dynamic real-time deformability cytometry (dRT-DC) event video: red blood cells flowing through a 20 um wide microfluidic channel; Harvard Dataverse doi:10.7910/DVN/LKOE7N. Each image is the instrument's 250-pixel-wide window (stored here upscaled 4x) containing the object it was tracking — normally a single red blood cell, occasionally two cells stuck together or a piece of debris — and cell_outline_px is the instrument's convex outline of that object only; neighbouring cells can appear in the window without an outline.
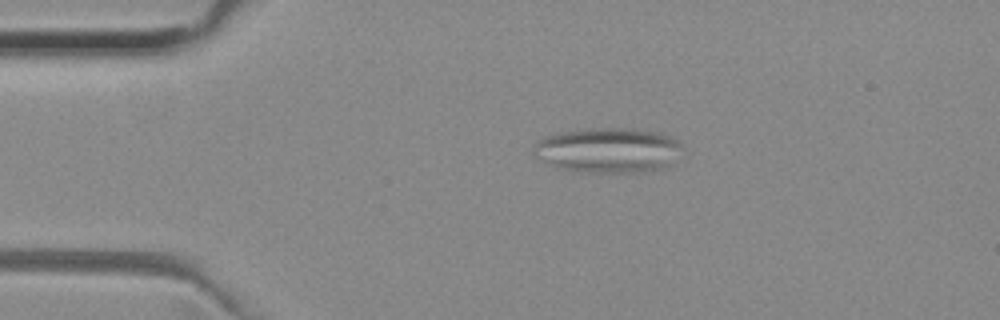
{"species": "common noctule bat (a hibernating species)", "species_latin": "Nyctalus noctula", "temperature_condition": "room temperature", "stored_images_in_passage": 51, "camera_frame_rate_fps": 3000, "um_per_image_px": 0.085, "animal": {"sex": "female", "body_mass_g": 29.2, "forearm_length_mm": 56.3}, "frame": {"image": 1, "passage_image": 10, "time_ms": 3.0, "image_size_px": [1000, 320], "cell_outline_px": [[684, 148], [668, 164], [644, 172], [588, 172], [560, 168], [532, 156], [532, 152], [536, 144], [540, 140], [548, 136], [560, 132], [592, 128], [632, 128], [656, 132], [668, 136], [676, 140]], "centroid_in_image_um": [51.66, 12.75], "position_along_channel_um": 33.3, "area_um2": 38.44}}
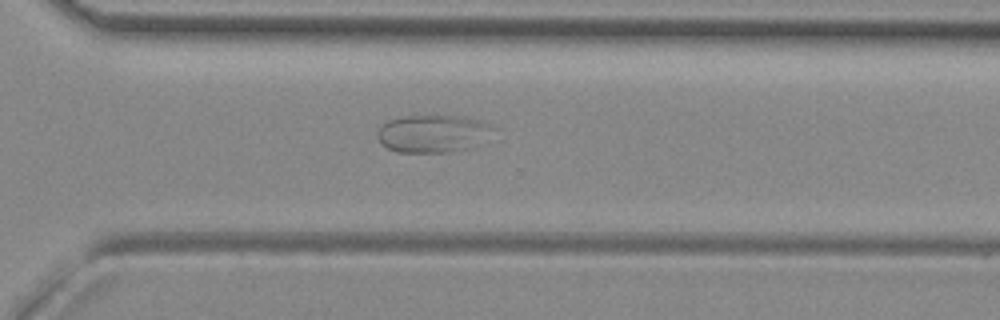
{"frame": {"image": 2, "passage_image": 36, "time_ms": 11.667, "image_size_px": [1000, 320], "cell_outline_px": [[500, 128], [472, 148], [448, 152], [396, 152], [380, 144], [376, 136], [376, 132], [388, 120], [400, 116], [416, 112], [432, 112], [460, 116], [480, 120], [492, 124]], "centroid_in_image_um": [36.81, 11.29], "position_along_channel_um": 333.8, "area_um2": 26.93}}
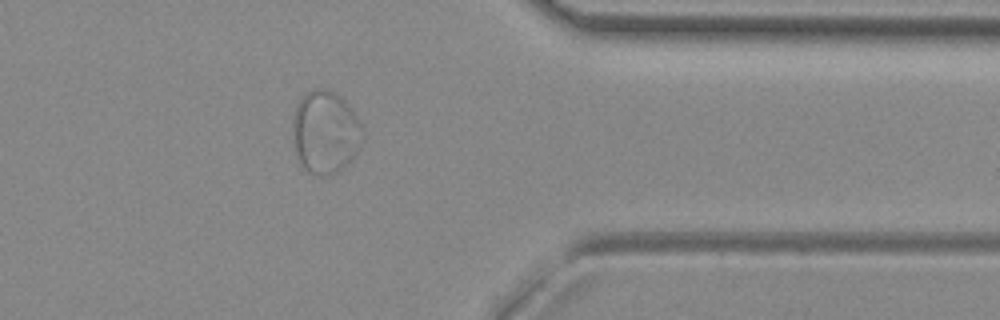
{"frame": {"image": 3, "passage_image": 41, "time_ms": 13.333, "image_size_px": [1000, 320], "cell_outline_px": [[360, 148], [332, 176], [320, 176], [308, 172], [300, 164], [296, 152], [292, 136], [292, 116], [296, 104], [312, 88], [324, 88], [340, 96], [344, 100], [356, 116], [360, 124]], "centroid_in_image_um": [27.58, 11.23], "position_along_channel_um": 383.8, "area_um2": 33.35}}